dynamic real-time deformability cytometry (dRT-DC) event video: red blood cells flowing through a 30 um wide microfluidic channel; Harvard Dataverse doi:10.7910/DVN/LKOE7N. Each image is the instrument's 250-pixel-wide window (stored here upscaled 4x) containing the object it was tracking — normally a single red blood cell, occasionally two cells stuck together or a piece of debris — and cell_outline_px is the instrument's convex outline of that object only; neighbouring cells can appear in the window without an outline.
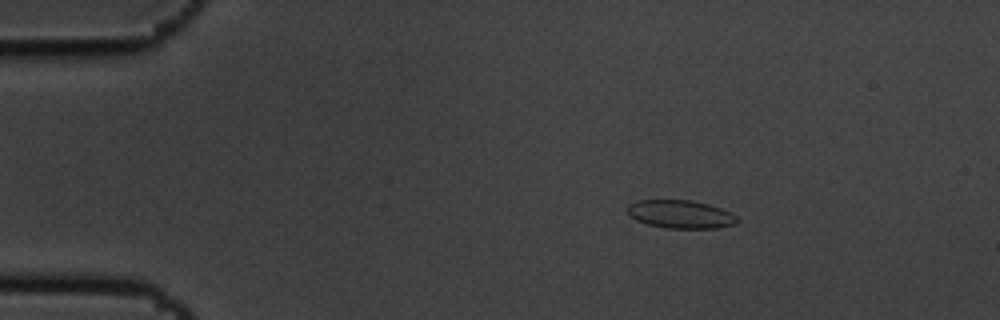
{"species": "common noctule bat (a hibernating species)", "species_latin": "Nyctalus noctula", "temperature_condition": "cold", "stored_images_in_passage": 4, "camera_frame_rate_fps": 3000, "um_per_image_px": 0.085, "animal": {"sex": "male", "body_mass_g": 19.5, "forearm_length_mm": 54.6}, "frame": {"image": 1, "passage_image": 2, "time_ms": 0.333, "image_size_px": [1000, 320], "cell_outline_px": [[740, 220], [736, 224], [716, 228], [664, 228], [648, 224], [636, 220], [628, 216], [628, 204], [636, 200], [692, 200], [708, 204], [720, 208], [736, 216]], "centroid_in_image_um": [57.82, 18.21], "position_along_channel_um": 27.2, "area_um2": 18.09}}